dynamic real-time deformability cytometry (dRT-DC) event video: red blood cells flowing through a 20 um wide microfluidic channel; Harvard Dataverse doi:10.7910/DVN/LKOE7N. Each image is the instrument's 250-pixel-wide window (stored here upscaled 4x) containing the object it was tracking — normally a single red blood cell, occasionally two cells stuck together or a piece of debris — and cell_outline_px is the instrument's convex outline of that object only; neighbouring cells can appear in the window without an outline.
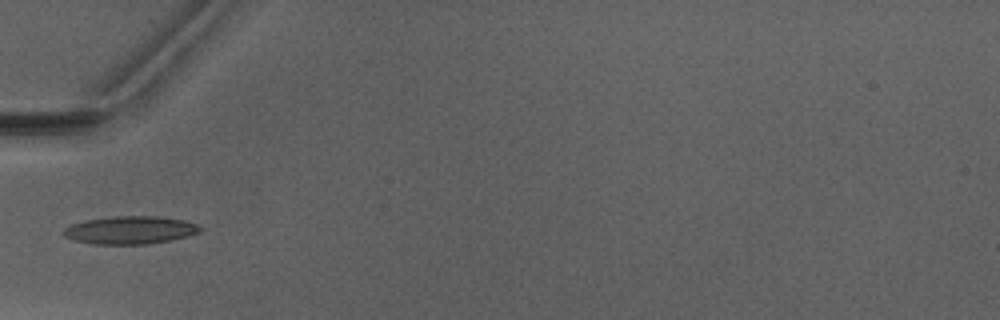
{"species": "Egyptian fruit bat (a non-hibernating species)", "species_latin": "Rousettus aegyptiacus", "temperature_condition": "warm", "stored_images_in_passage": 6, "camera_frame_rate_fps": 3000, "um_per_image_px": 0.085, "animal": {"sex": "male"}, "frame": {"image": 1, "passage_image": 5, "time_ms": 4.667, "image_size_px": [1000, 320], "cell_outline_px": [[204, 228], [200, 232], [188, 236], [172, 240], [148, 244], [92, 244], [72, 240], [64, 236], [60, 232], [64, 228], [72, 224], [84, 220], [116, 216], [156, 216], [184, 220], [196, 224]], "centroid_in_image_um": [11.05, 19.56], "position_along_channel_um": 74.0, "area_um2": 22.43}}
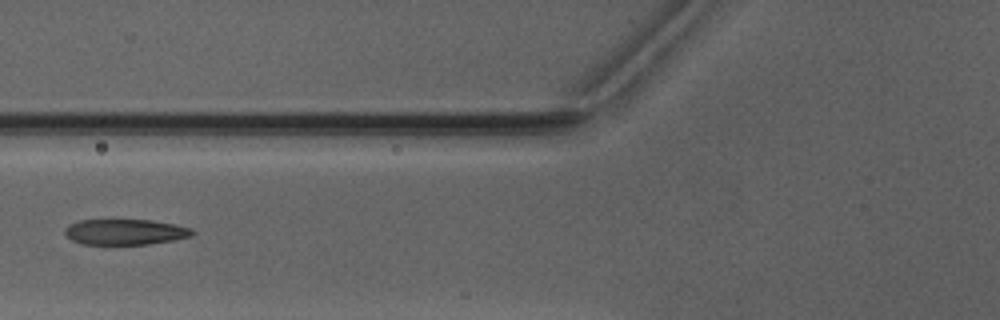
{"frame": {"image": 2, "passage_image": 6, "time_ms": 5.667, "image_size_px": [1000, 320], "cell_outline_px": [[196, 232], [192, 236], [172, 240], [148, 244], [84, 244], [72, 240], [64, 232], [64, 228], [68, 224], [80, 220], [152, 220], [176, 224], [192, 228]], "centroid_in_image_um": [10.66, 19.7], "position_along_channel_um": 115.1, "area_um2": 19.07}}